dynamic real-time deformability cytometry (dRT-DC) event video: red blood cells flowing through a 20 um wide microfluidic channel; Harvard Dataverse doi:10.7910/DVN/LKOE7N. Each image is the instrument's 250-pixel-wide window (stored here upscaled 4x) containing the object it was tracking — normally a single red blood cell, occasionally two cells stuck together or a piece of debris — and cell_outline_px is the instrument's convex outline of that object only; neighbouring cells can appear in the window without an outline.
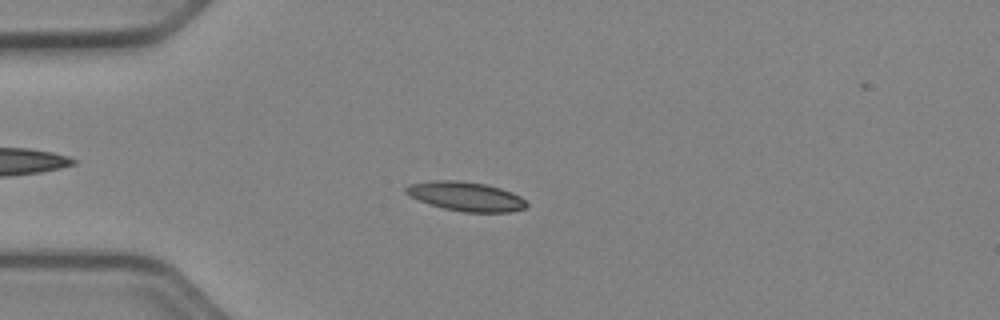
{"species": "Egyptian fruit bat (a non-hibernating species)", "species_latin": "Rousettus aegyptiacus", "temperature_condition": "cold", "stored_images_in_passage": 52, "camera_frame_rate_fps": 3000, "um_per_image_px": 0.085, "animal": {"sex": "female"}, "frame": {"image": 1, "passage_image": 14, "time_ms": 4.333, "image_size_px": [1000, 320], "cell_outline_px": [[528, 204], [524, 208], [512, 212], [464, 212], [444, 208], [420, 200], [404, 192], [404, 188], [408, 184], [432, 180], [460, 180], [484, 184], [500, 188], [512, 192], [520, 196]], "centroid_in_image_um": [39.6, 16.68], "position_along_channel_um": 45.4, "area_um2": 20.4}}
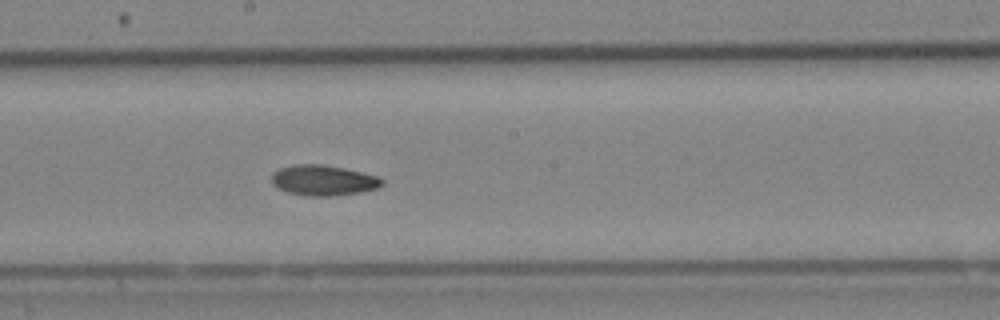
{"frame": {"image": 2, "passage_image": 29, "time_ms": 9.333, "image_size_px": [1000, 320], "cell_outline_px": [[384, 184], [376, 188], [360, 192], [332, 196], [308, 196], [288, 192], [276, 188], [272, 184], [272, 176], [280, 168], [296, 164], [320, 164], [344, 168], [376, 176], [384, 180]], "centroid_in_image_um": [27.47, 15.33], "position_along_channel_um": 220.7, "area_um2": 19.42}}
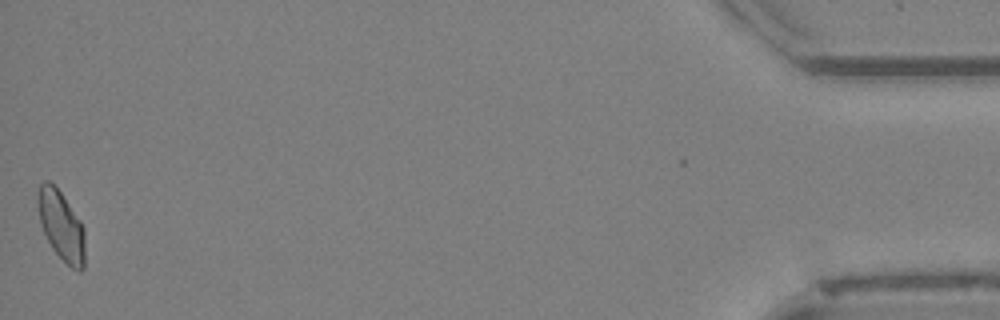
{"frame": {"image": 3, "passage_image": 52, "time_ms": 17.0, "image_size_px": [1000, 320], "cell_outline_px": [[84, 268], [80, 272], [72, 268], [52, 248], [40, 224], [36, 200], [36, 192], [40, 184], [44, 180], [48, 180], [60, 192], [80, 220], [84, 228]], "centroid_in_image_um": [5.18, 19.15], "position_along_channel_um": 430.0, "area_um2": 19.02}, "authors_computed_cell_mechanics": {"area_um2": 18.9873, "velocity_mm_per_s": 3.9393, "shape_relaxation_time_tau1_ms": 7.3291, "shape_relaxation_time_tau2_ms": null, "deformation_change_tau1": 0.138, "deformation_change_tau2": null}}